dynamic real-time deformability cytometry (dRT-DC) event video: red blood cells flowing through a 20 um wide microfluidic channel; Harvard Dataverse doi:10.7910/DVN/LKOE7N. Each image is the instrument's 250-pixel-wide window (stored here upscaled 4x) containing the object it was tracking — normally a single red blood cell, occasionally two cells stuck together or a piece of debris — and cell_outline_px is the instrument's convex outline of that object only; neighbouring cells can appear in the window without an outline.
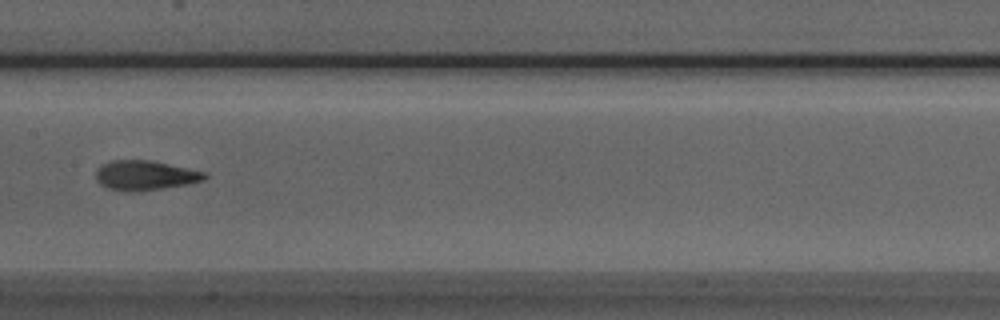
{"species": "Egyptian fruit bat (a non-hibernating species)", "species_latin": "Rousettus aegyptiacus", "temperature_condition": "room temperature", "stored_images_in_passage": 4, "camera_frame_rate_fps": 3000, "um_per_image_px": 0.085, "animal": {"sex": "male"}, "frame": {"image": 1, "passage_image": 4, "time_ms": 1.0, "image_size_px": [1000, 320], "cell_outline_px": [[208, 176], [204, 180], [188, 184], [136, 192], [124, 192], [108, 188], [100, 184], [96, 180], [96, 168], [100, 164], [112, 160], [152, 160], [204, 172]], "centroid_in_image_um": [12.28, 14.91], "position_along_channel_um": 195.1, "area_um2": 18.96}}